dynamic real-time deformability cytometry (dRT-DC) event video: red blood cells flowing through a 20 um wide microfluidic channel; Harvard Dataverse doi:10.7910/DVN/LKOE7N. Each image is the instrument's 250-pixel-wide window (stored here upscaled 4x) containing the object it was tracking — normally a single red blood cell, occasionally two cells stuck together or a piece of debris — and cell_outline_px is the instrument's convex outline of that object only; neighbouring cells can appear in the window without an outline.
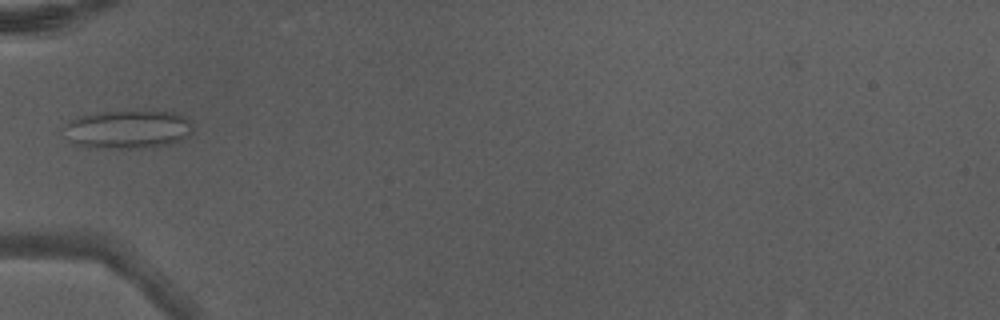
{"species": "Egyptian fruit bat (a non-hibernating species)", "species_latin": "Rousettus aegyptiacus", "temperature_condition": "warm", "stored_images_in_passage": 3, "camera_frame_rate_fps": 3000, "um_per_image_px": 0.085, "animal": {"sex": "male"}, "frame": {"image": 1, "passage_image": 2, "time_ms": 0.333, "image_size_px": [1000, 320], "cell_outline_px": [[192, 132], [188, 136], [180, 140], [168, 144], [144, 148], [120, 148], [80, 144], [72, 140], [64, 128], [72, 120], [80, 116], [104, 112], [176, 112], [184, 116], [192, 124]], "centroid_in_image_um": [10.98, 10.98], "position_along_channel_um": 74.0, "area_um2": 27.74}}